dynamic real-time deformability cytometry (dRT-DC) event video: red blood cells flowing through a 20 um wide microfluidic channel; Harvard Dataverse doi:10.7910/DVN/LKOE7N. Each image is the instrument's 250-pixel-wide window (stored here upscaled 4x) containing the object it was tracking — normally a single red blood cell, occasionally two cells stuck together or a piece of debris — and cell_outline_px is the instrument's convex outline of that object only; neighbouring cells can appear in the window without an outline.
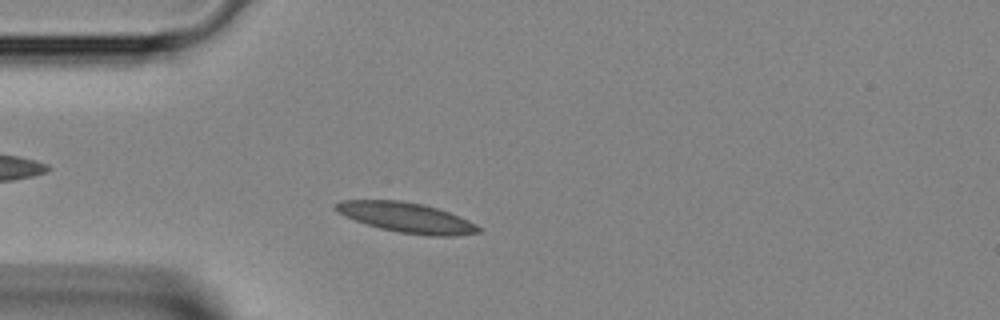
{"species": "Egyptian fruit bat (a non-hibernating species)", "species_latin": "Rousettus aegyptiacus", "temperature_condition": "room temperature", "stored_images_in_passage": 37, "camera_frame_rate_fps": 3000, "um_per_image_px": 0.085, "animal": {"sex": "female"}, "frame": {"image": 1, "passage_image": 6, "time_ms": 1.667, "image_size_px": [1000, 320], "cell_outline_px": [[480, 232], [456, 236], [428, 236], [400, 232], [380, 228], [344, 216], [336, 212], [332, 208], [340, 200], [400, 200], [424, 204], [448, 212], [468, 220], [476, 224], [480, 228]], "centroid_in_image_um": [34.53, 18.49], "position_along_channel_um": 50.5, "area_um2": 24.91}}
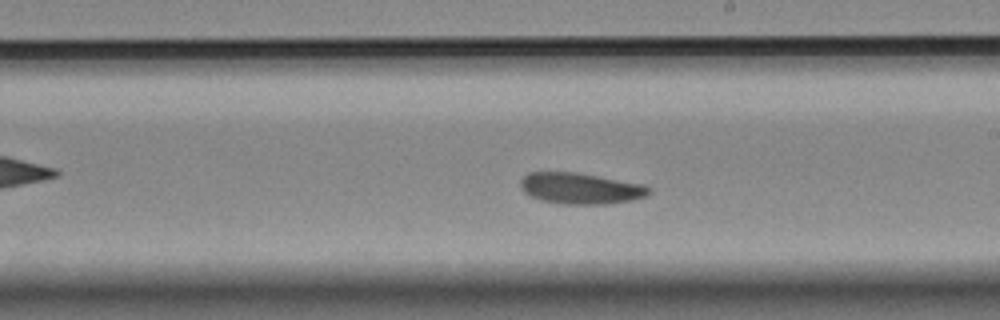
{"frame": {"image": 2, "passage_image": 19, "time_ms": 6.0, "image_size_px": [1000, 320], "cell_outline_px": [[652, 192], [648, 196], [632, 200], [612, 204], [556, 204], [540, 200], [524, 192], [520, 188], [520, 180], [528, 172], [576, 172], [644, 184], [652, 188]], "centroid_in_image_um": [49.37, 16.02], "position_along_channel_um": 239.6, "area_um2": 23.7}}
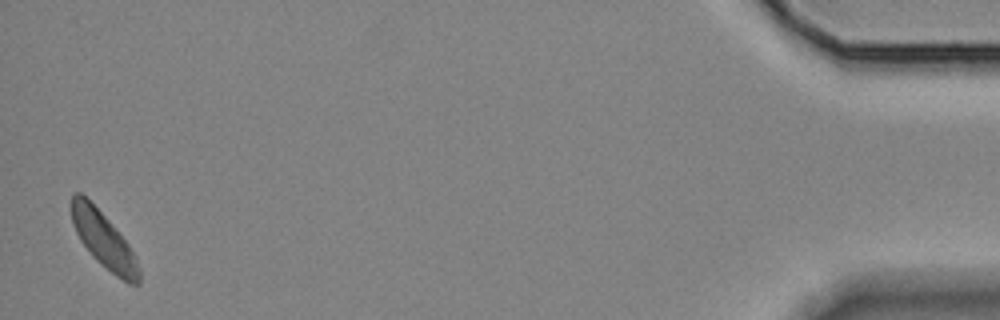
{"frame": {"image": 3, "passage_image": 37, "time_ms": 12.0, "image_size_px": [1000, 320], "cell_outline_px": [[140, 284], [128, 284], [116, 276], [100, 264], [92, 256], [80, 240], [76, 232], [72, 220], [68, 204], [72, 192], [80, 192], [108, 220], [128, 244], [136, 256], [140, 272]], "centroid_in_image_um": [8.78, 20.4], "position_along_channel_um": 426.4, "area_um2": 22.02}}